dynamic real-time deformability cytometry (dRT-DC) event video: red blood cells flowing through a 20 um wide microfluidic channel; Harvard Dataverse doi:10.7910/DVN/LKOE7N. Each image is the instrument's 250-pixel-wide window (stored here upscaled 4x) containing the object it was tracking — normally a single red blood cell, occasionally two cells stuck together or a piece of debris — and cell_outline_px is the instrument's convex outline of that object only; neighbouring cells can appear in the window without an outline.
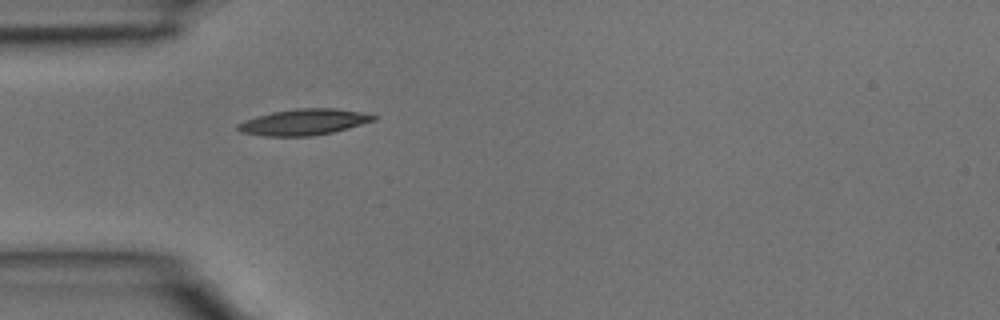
{"species": "common noctule bat (a hibernating species)", "species_latin": "Nyctalus noctula", "temperature_condition": "room temperature", "stored_images_in_passage": 1, "camera_frame_rate_fps": 3000, "um_per_image_px": 0.085, "animal": {"sex": "male", "body_mass_g": 15.6}, "frame": {"image": 1, "passage_image": 1, "time_ms": 0.0, "image_size_px": [1000, 320], "cell_outline_px": [[376, 120], [348, 128], [332, 132], [312, 136], [264, 136], [240, 132], [236, 128], [236, 124], [244, 120], [272, 112], [296, 108], [336, 108], [360, 112], [376, 116]], "centroid_in_image_um": [25.79, 10.38], "position_along_channel_um": 59.2, "area_um2": 20.58}}